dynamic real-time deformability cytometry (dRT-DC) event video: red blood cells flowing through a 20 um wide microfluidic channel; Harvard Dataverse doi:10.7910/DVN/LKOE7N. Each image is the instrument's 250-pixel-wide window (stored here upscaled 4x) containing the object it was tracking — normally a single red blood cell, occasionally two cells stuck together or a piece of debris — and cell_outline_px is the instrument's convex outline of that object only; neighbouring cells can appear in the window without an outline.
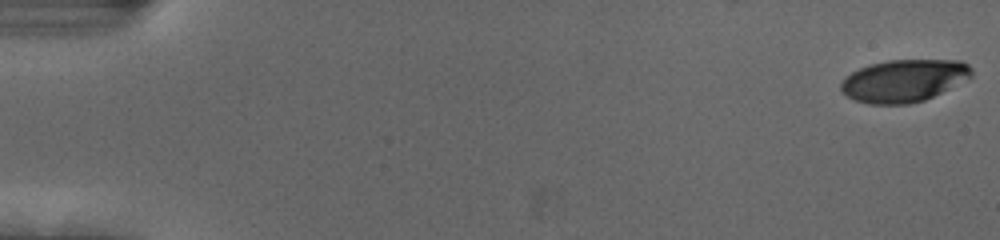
{"species": "human", "species_latin": "Homo sapiens", "temperature_condition": "cold", "stored_images_in_passage": 55, "camera_frame_rate_fps": 3000, "um_per_image_px": 0.085, "donor": {"sex": "female"}, "frame": {"image": 1, "passage_image": 1, "time_ms": 0.0, "image_size_px": [1000, 240], "cell_outline_px": [[972, 76], [924, 100], [908, 104], [868, 104], [856, 100], [848, 96], [840, 88], [840, 84], [844, 76], [868, 64], [888, 60], [960, 60], [968, 64], [972, 68]], "centroid_in_image_um": [76.8, 6.84], "position_along_channel_um": 8.2, "area_um2": 32.08}}
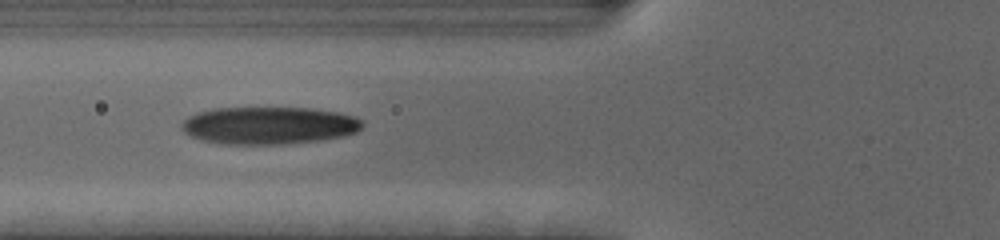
{"frame": {"image": 2, "passage_image": 22, "time_ms": 7.0, "image_size_px": [1000, 240], "cell_outline_px": [[364, 124], [356, 132], [344, 136], [320, 140], [284, 144], [224, 144], [200, 140], [184, 132], [180, 128], [180, 124], [188, 116], [196, 112], [212, 108], [312, 108], [340, 112], [356, 116], [364, 120]], "centroid_in_image_um": [22.86, 10.66], "position_along_channel_um": 102.9, "area_um2": 39.88}}
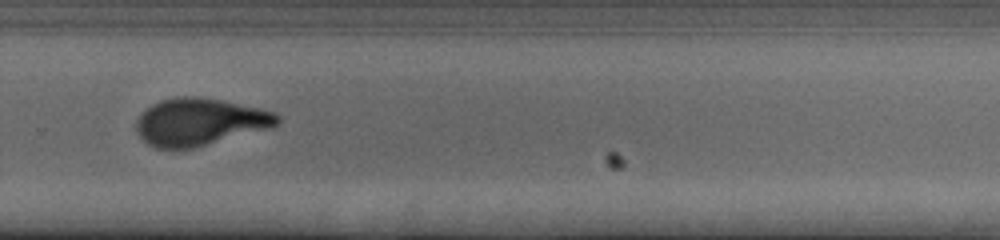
{"frame": {"image": 3, "passage_image": 39, "time_ms": 12.667, "image_size_px": [1000, 240], "cell_outline_px": [[280, 120], [272, 128], [192, 148], [156, 148], [148, 144], [136, 132], [136, 120], [152, 104], [160, 100], [180, 96], [192, 96], [220, 100], [260, 108], [276, 112], [280, 116]], "centroid_in_image_um": [16.99, 10.36], "position_along_channel_um": 312.8, "area_um2": 38.61}, "authors_computed_cell_mechanics": {"area_um2": 37.6278, "velocity_mm_per_s": 3.7132, "shape_relaxation_time_tau1_ms": 3.6438, "shape_relaxation_time_tau2_ms": 1.3734, "deformation_change_tau1": 0.2114, "deformation_change_tau2": 0.0905}}